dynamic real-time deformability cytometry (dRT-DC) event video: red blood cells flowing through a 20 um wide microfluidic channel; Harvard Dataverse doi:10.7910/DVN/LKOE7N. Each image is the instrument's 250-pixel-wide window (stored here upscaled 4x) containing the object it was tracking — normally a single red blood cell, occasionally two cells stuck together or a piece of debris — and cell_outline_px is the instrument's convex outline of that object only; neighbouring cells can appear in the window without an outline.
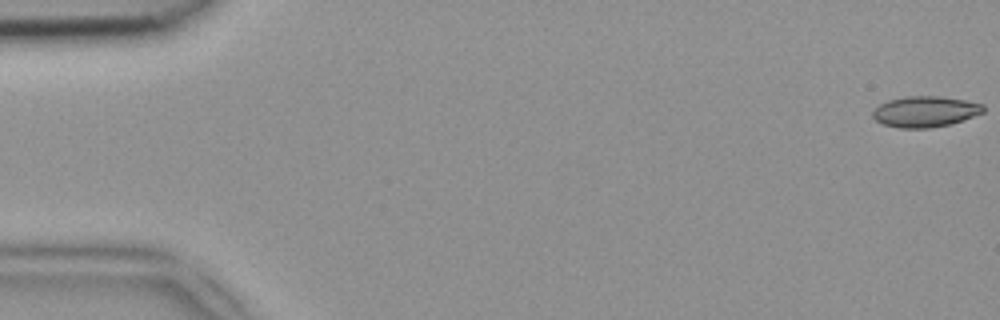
{"species": "common noctule bat (a hibernating species)", "species_latin": "Nyctalus noctula", "temperature_condition": "room temperature", "stored_images_in_passage": 50, "camera_frame_rate_fps": 3000, "um_per_image_px": 0.085, "animal": {"sex": "female", "body_mass_g": 18.4}, "frame": {"image": 1, "passage_image": 1, "time_ms": 0.0, "image_size_px": [1000, 320], "cell_outline_px": [[984, 112], [952, 124], [928, 128], [900, 128], [884, 124], [876, 120], [872, 116], [872, 112], [880, 104], [888, 100], [904, 96], [940, 96], [964, 100], [984, 104]], "centroid_in_image_um": [78.65, 9.48], "position_along_channel_um": 6.4, "area_um2": 19.88}}
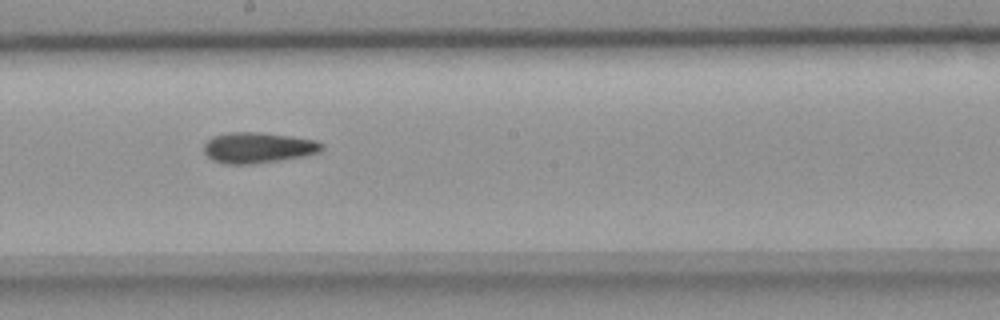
{"frame": {"image": 2, "passage_image": 28, "time_ms": 9.0, "image_size_px": [1000, 320], "cell_outline_px": [[324, 148], [320, 152], [304, 156], [252, 164], [224, 164], [212, 160], [204, 152], [204, 144], [212, 136], [228, 132], [260, 132], [316, 140], [324, 144]], "centroid_in_image_um": [21.92, 12.55], "position_along_channel_um": 226.3, "area_um2": 21.15}}
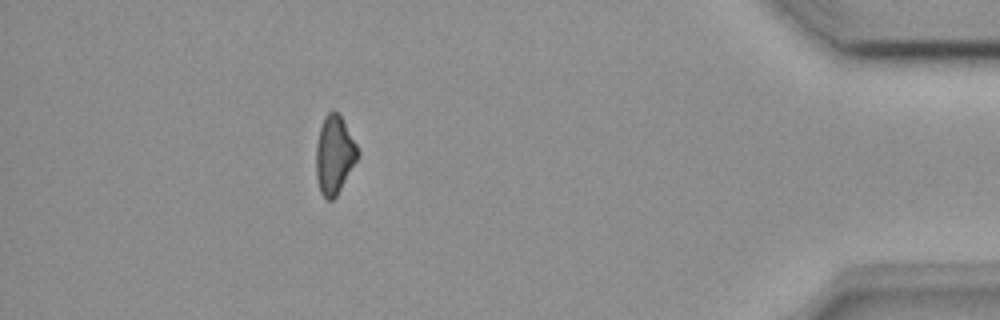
{"frame": {"image": 3, "passage_image": 45, "time_ms": 14.667, "image_size_px": [1000, 320], "cell_outline_px": [[360, 152], [356, 160], [336, 196], [332, 200], [328, 200], [320, 192], [316, 176], [316, 144], [320, 128], [324, 116], [332, 108], [340, 116], [356, 144]], "centroid_in_image_um": [28.39, 13.15], "position_along_channel_um": 406.8, "area_um2": 18.67}}